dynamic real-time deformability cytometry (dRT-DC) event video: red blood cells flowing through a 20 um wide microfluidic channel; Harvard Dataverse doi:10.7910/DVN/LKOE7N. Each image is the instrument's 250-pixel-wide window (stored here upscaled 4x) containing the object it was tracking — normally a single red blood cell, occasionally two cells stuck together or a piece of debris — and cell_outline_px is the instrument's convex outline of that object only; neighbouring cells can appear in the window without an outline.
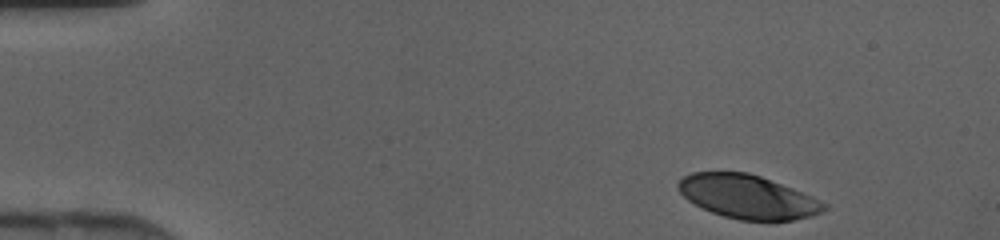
{"species": "human", "species_latin": "Homo sapiens", "temperature_condition": "cold", "stored_images_in_passage": 41, "camera_frame_rate_fps": 3000, "um_per_image_px": 0.085, "donor": {"sex": "female"}, "frame": {"image": 1, "passage_image": 1, "time_ms": 0.0, "image_size_px": [1000, 240], "cell_outline_px": [[828, 208], [812, 216], [792, 220], [740, 220], [724, 216], [712, 212], [688, 200], [676, 188], [676, 184], [684, 176], [692, 172], [748, 172], [760, 176], [792, 188], [812, 196], [828, 204]], "centroid_in_image_um": [63.56, 16.72], "position_along_channel_um": 21.4, "area_um2": 36.88}}
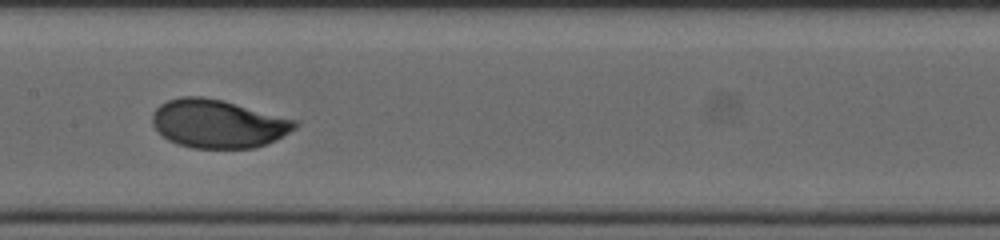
{"frame": {"image": 2, "passage_image": 19, "time_ms": 6.0, "image_size_px": [1000, 240], "cell_outline_px": [[300, 124], [296, 128], [276, 140], [268, 144], [256, 148], [192, 148], [168, 140], [152, 124], [152, 112], [160, 104], [168, 100], [180, 96], [204, 96], [224, 100], [300, 120]], "centroid_in_image_um": [18.59, 10.5], "position_along_channel_um": 188.8, "area_um2": 40.69}}
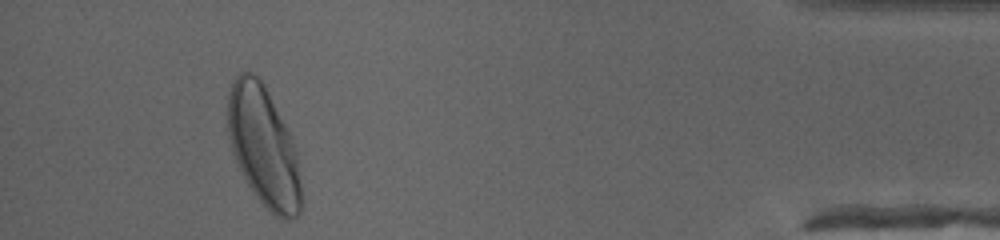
{"frame": {"image": 3, "passage_image": 38, "time_ms": 12.333, "image_size_px": [1000, 240], "cell_outline_px": [[300, 212], [292, 220], [284, 220], [276, 216], [252, 192], [232, 152], [228, 136], [228, 92], [236, 76], [240, 72], [252, 72], [264, 84], [292, 140], [296, 152], [300, 184]], "centroid_in_image_um": [22.38, 12.46], "position_along_channel_um": 412.8, "area_um2": 50.46}}